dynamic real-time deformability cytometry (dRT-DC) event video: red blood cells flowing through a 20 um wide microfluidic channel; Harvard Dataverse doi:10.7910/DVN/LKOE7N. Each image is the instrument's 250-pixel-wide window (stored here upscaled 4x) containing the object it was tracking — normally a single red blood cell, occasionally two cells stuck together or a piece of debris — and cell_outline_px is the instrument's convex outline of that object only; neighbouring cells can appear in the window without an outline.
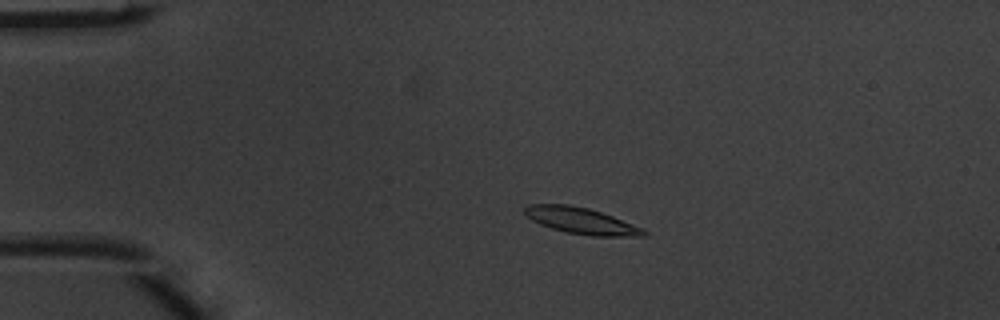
{"species": "common noctule bat (a hibernating species)", "species_latin": "Nyctalus noctula", "temperature_condition": "warm", "stored_images_in_passage": 4, "camera_frame_rate_fps": 3000, "um_per_image_px": 0.085, "animal": {"sex": "male", "body_mass_g": 20.1, "forearm_length_mm": 53.5}, "frame": {"image": 1, "passage_image": 3, "time_ms": 0.667, "image_size_px": [1000, 320], "cell_outline_px": [[648, 236], [592, 236], [568, 232], [552, 228], [540, 224], [532, 220], [524, 212], [524, 208], [528, 204], [568, 204], [588, 208], [612, 216], [632, 224], [648, 232]], "centroid_in_image_um": [49.39, 18.76], "position_along_channel_um": 35.6, "area_um2": 17.98}}